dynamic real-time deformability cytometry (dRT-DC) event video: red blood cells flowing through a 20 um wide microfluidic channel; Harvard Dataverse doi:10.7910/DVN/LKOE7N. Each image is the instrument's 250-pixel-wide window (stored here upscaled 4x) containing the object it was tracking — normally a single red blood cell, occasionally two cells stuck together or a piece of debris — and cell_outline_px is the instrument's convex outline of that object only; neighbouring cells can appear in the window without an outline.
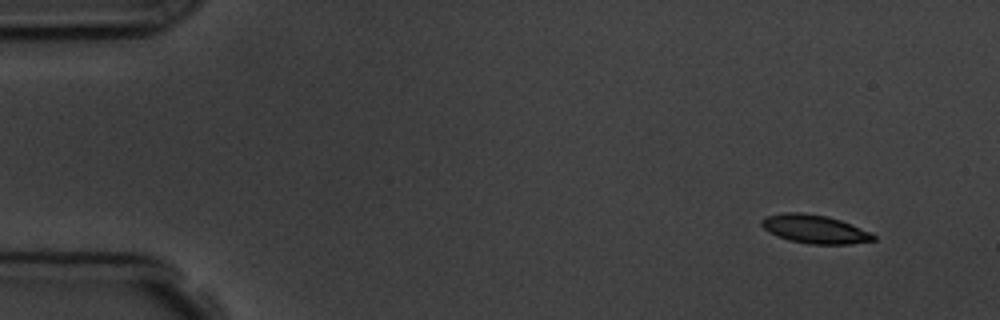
{"species": "common noctule bat (a hibernating species)", "species_latin": "Nyctalus noctula", "temperature_condition": "room temperature", "stored_images_in_passage": 3, "camera_frame_rate_fps": 3000, "um_per_image_px": 0.085, "animal": {"sex": "male", "body_mass_g": 19.5, "forearm_length_mm": 54.6}, "frame": {"image": 1, "passage_image": 1, "time_ms": 0.0, "image_size_px": [1000, 320], "cell_outline_px": [[876, 240], [848, 244], [812, 244], [788, 240], [776, 236], [768, 232], [760, 224], [760, 220], [768, 216], [784, 212], [800, 212], [828, 216], [840, 220], [860, 228], [876, 236]], "centroid_in_image_um": [69.21, 19.47], "position_along_channel_um": 15.8, "area_um2": 18.5}}
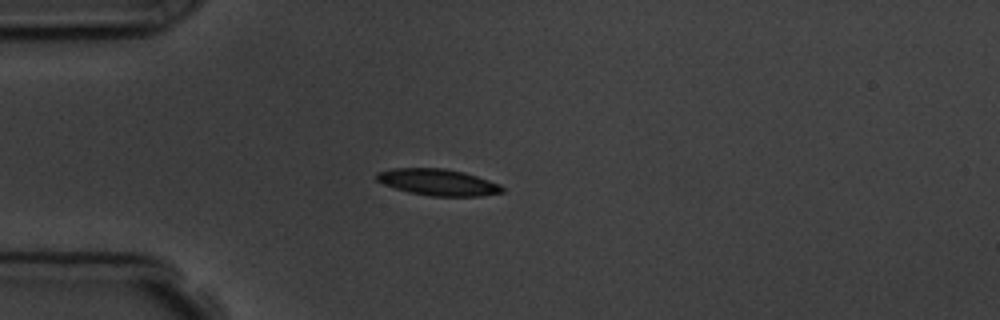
{"frame": {"image": 2, "passage_image": 3, "time_ms": 3.333, "image_size_px": [1000, 320], "cell_outline_px": [[504, 192], [480, 196], [432, 196], [408, 192], [384, 184], [376, 180], [376, 172], [392, 168], [444, 168], [464, 172], [500, 184], [504, 188]], "centroid_in_image_um": [37.22, 15.48], "position_along_channel_um": 47.8, "area_um2": 19.36}}